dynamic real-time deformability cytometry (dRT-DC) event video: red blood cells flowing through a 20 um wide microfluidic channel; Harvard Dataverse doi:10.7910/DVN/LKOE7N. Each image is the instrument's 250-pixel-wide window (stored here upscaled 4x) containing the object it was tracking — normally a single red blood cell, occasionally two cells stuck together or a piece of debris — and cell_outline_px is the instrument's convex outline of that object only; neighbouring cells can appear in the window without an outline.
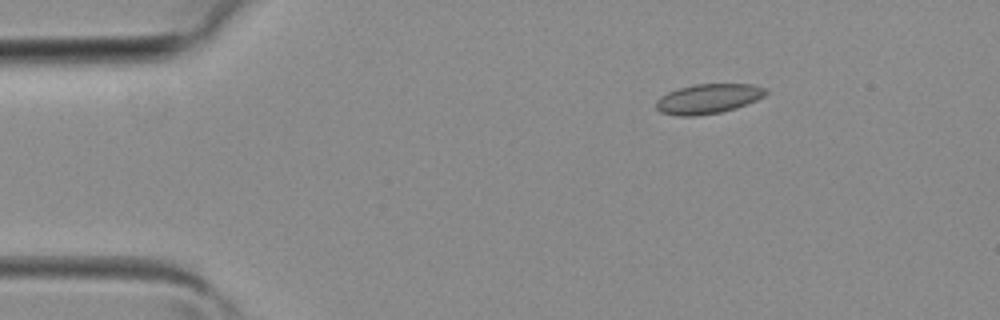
{"species": "common noctule bat (a hibernating species)", "species_latin": "Nyctalus noctula", "temperature_condition": "room temperature", "stored_images_in_passage": 4, "camera_frame_rate_fps": 3000, "um_per_image_px": 0.085, "animal": {"sex": "female", "body_mass_g": 19.3, "forearm_length_mm": 54.1}, "frame": {"image": 1, "passage_image": 2, "time_ms": 0.333, "image_size_px": [1000, 320], "cell_outline_px": [[768, 92], [764, 96], [756, 100], [736, 108], [720, 112], [696, 116], [676, 116], [660, 112], [656, 108], [656, 100], [660, 96], [668, 92], [680, 88], [696, 84], [752, 84], [764, 88]], "centroid_in_image_um": [60.17, 8.4], "position_along_channel_um": 24.8, "area_um2": 18.96}}